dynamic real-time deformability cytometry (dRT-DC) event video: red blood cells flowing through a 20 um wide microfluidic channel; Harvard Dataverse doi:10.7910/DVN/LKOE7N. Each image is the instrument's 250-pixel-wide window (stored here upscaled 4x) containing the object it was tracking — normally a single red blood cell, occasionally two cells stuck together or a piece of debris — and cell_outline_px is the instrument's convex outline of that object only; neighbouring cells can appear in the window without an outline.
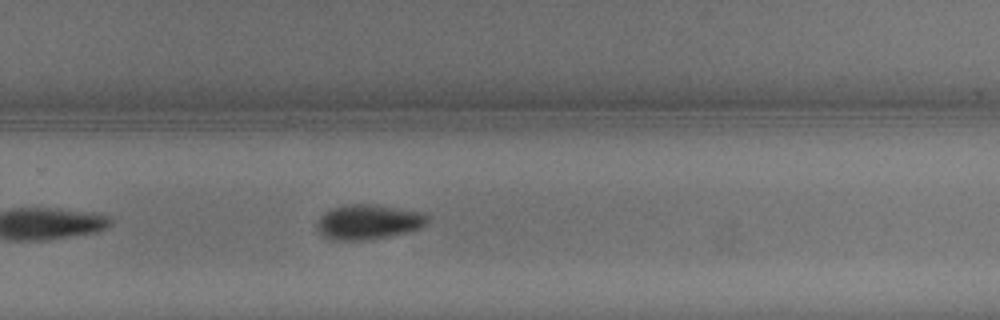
{"species": "common noctule bat (a hibernating species)", "species_latin": "Nyctalus noctula", "temperature_condition": "warm", "stored_images_in_passage": 10, "camera_frame_rate_fps": 3000, "um_per_image_px": 0.085, "animal": {"sex": "male", "body_mass_g": 13.3}, "frame": {"image": 1, "passage_image": 10, "time_ms": 3.0, "image_size_px": [1000, 320], "cell_outline_px": [[428, 224], [424, 228], [388, 236], [360, 240], [340, 240], [324, 236], [316, 228], [320, 216], [332, 208], [348, 204], [372, 204], [428, 212]], "centroid_in_image_um": [31.4, 18.84], "position_along_channel_um": 298.4, "area_um2": 22.48}}